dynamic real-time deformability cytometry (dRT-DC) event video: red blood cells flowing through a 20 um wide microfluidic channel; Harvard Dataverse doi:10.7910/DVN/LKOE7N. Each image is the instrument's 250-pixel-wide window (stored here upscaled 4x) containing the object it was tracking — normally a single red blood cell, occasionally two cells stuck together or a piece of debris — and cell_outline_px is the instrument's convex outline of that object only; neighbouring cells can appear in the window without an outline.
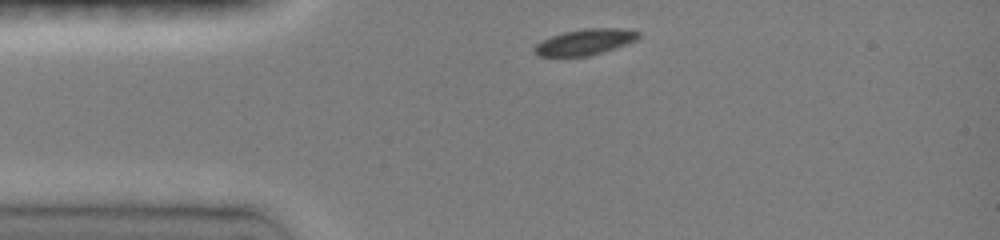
{"species": "common noctule bat (a hibernating species)", "species_latin": "Nyctalus noctula", "temperature_condition": "room temperature", "stored_images_in_passage": 12, "camera_frame_rate_fps": 3000, "um_per_image_px": 0.085, "animal": {"sex": "female", "body_mass_g": 19.0, "forearm_length_mm": 51.5}, "frame": {"image": 1, "passage_image": 1, "time_ms": 0.0, "image_size_px": [1000, 240], "cell_outline_px": [[640, 36], [636, 40], [588, 56], [536, 56], [532, 52], [532, 48], [536, 44], [552, 36], [564, 32], [584, 28], [616, 28], [640, 32]], "centroid_in_image_um": [49.65, 3.57], "position_along_channel_um": 35.3, "area_um2": 15.43}}
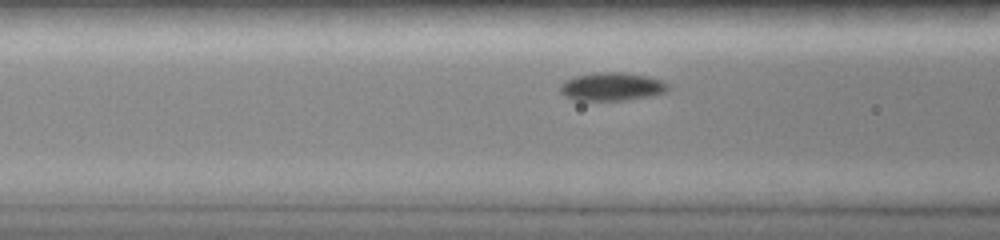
{"frame": {"image": 2, "passage_image": 8, "time_ms": 2.667, "image_size_px": [1000, 240], "cell_outline_px": [[668, 92], [652, 96], [628, 100], [572, 100], [564, 96], [560, 92], [560, 84], [564, 80], [576, 76], [600, 72], [624, 72], [644, 76], [660, 80], [668, 84]], "centroid_in_image_um": [51.99, 7.38], "position_along_channel_um": 114.6, "area_um2": 17.8}}
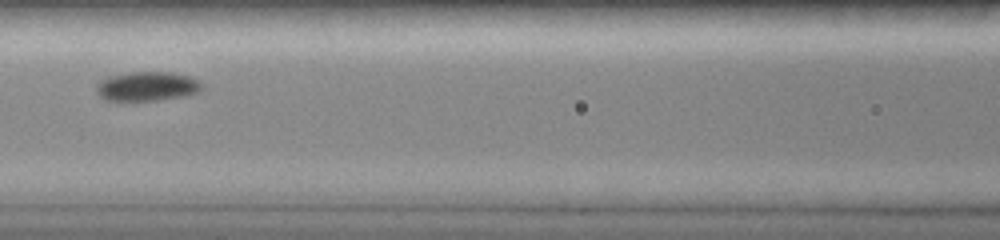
{"frame": {"image": 3, "passage_image": 10, "time_ms": 3.667, "image_size_px": [1000, 240], "cell_outline_px": [[204, 84], [200, 92], [160, 100], [104, 100], [96, 92], [96, 88], [100, 80], [108, 76], [132, 72], [172, 72], [188, 76], [200, 80]], "centroid_in_image_um": [12.52, 7.33], "position_along_channel_um": 154.1, "area_um2": 18.03}}